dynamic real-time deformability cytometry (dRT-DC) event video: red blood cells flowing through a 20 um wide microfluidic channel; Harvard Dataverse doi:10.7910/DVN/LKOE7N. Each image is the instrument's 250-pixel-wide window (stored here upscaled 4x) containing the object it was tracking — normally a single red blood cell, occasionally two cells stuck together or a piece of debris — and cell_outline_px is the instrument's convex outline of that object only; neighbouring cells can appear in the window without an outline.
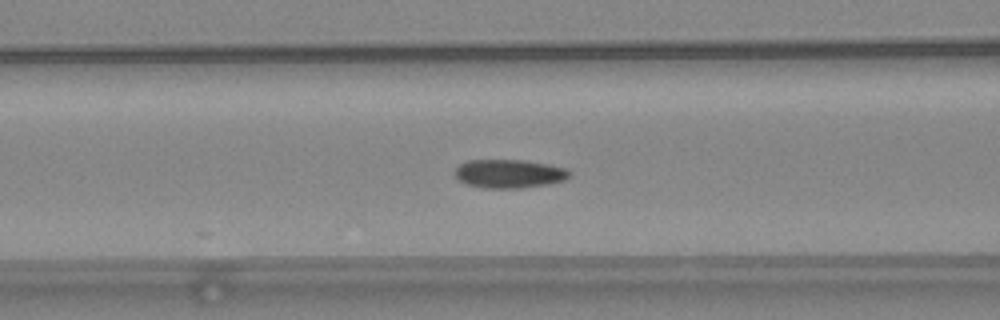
{"species": "common noctule bat (a hibernating species)", "species_latin": "Nyctalus noctula", "temperature_condition": "warm", "stored_images_in_passage": 21, "camera_frame_rate_fps": 3000, "um_per_image_px": 0.085, "animal": {"sex": "female", "body_mass_g": 24.6, "forearm_length_mm": 56.2}, "frame": {"image": 1, "passage_image": 7, "time_ms": 2.0, "image_size_px": [1000, 320], "cell_outline_px": [[572, 176], [564, 180], [548, 184], [520, 188], [484, 188], [464, 184], [456, 180], [452, 172], [460, 164], [468, 160], [524, 160], [548, 164], [568, 168], [572, 172]], "centroid_in_image_um": [43.26, 14.77], "position_along_channel_um": 123.3, "area_um2": 19.54}}
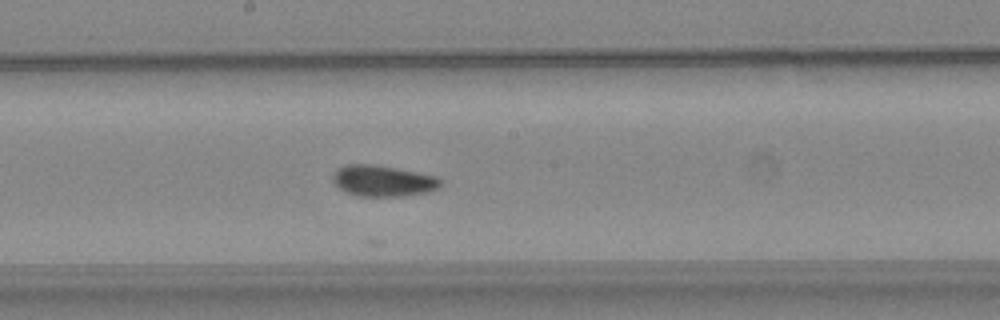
{"frame": {"image": 2, "passage_image": 14, "time_ms": 4.333, "image_size_px": [1000, 320], "cell_outline_px": [[440, 184], [436, 188], [428, 192], [404, 196], [356, 196], [340, 188], [332, 180], [332, 176], [336, 168], [344, 164], [372, 164], [396, 168], [436, 176], [440, 180]], "centroid_in_image_um": [32.5, 15.36], "position_along_channel_um": 215.7, "area_um2": 19.42}}
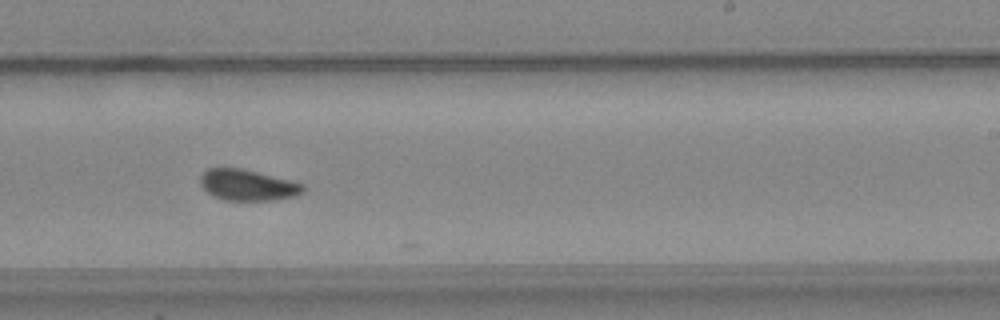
{"frame": {"image": 3, "passage_image": 18, "time_ms": 5.667, "image_size_px": [1000, 320], "cell_outline_px": [[304, 192], [296, 196], [276, 200], [224, 200], [212, 196], [200, 184], [200, 176], [208, 168], [244, 168], [292, 180], [304, 184]], "centroid_in_image_um": [21.08, 15.72], "position_along_channel_um": 267.9, "area_um2": 18.84}}